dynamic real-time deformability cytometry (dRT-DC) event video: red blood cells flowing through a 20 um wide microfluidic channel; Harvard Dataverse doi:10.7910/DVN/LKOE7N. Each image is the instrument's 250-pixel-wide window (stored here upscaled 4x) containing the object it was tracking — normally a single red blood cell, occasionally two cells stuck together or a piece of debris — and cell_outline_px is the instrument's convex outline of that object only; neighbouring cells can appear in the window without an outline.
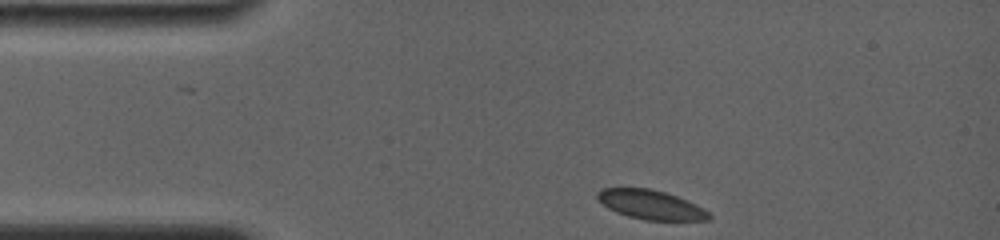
{"species": "common noctule bat (a hibernating species)", "species_latin": "Nyctalus noctula", "temperature_condition": "room temperature", "stored_images_in_passage": 41, "camera_frame_rate_fps": 4000, "um_per_image_px": 0.085, "animal": {"sex": "female", "body_mass_g": 19.0, "forearm_length_mm": 56.7}, "frame": {"image": 1, "passage_image": 1, "time_ms": 0.0, "image_size_px": [1000, 240], "cell_outline_px": [[712, 216], [708, 220], [644, 220], [628, 216], [616, 212], [608, 208], [596, 196], [596, 192], [604, 188], [648, 188], [664, 192], [676, 196], [696, 204], [704, 208]], "centroid_in_image_um": [55.32, 17.4], "position_along_channel_um": 29.7, "area_um2": 18.84}}
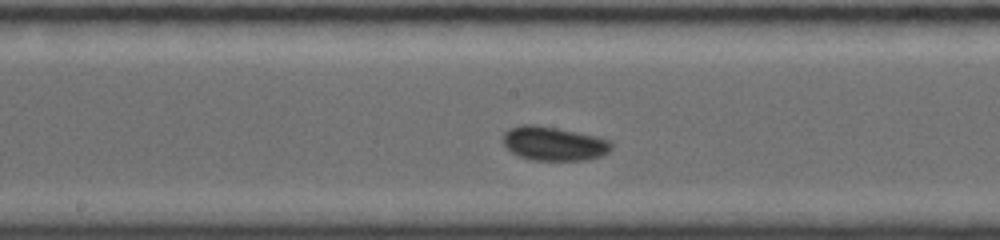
{"frame": {"image": 2, "passage_image": 18, "time_ms": 5.75, "image_size_px": [1000, 240], "cell_outline_px": [[612, 148], [608, 152], [600, 156], [584, 160], [528, 160], [512, 152], [504, 144], [504, 132], [508, 128], [520, 124], [536, 124], [596, 136], [612, 140]], "centroid_in_image_um": [47.07, 12.19], "position_along_channel_um": 201.1, "area_um2": 21.5}}
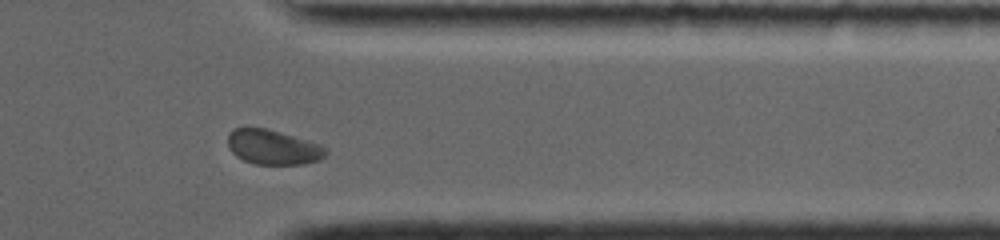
{"frame": {"image": 3, "passage_image": 35, "time_ms": 10.75, "image_size_px": [1000, 240], "cell_outline_px": [[328, 152], [320, 160], [304, 164], [256, 164], [244, 160], [236, 156], [232, 152], [228, 144], [228, 132], [232, 128], [268, 128], [320, 144], [328, 148]], "centroid_in_image_um": [23.22, 12.5], "position_along_channel_um": 388.2, "area_um2": 19.94}, "authors_computed_cell_mechanics": {"area_um2": 20.4034, "velocity_mm_per_s": 3.7255, "shape_relaxation_time_tau1_ms": 3.7678, "shape_relaxation_time_tau2_ms": null, "deformation_change_tau1": 0.0437, "deformation_change_tau2": null}}